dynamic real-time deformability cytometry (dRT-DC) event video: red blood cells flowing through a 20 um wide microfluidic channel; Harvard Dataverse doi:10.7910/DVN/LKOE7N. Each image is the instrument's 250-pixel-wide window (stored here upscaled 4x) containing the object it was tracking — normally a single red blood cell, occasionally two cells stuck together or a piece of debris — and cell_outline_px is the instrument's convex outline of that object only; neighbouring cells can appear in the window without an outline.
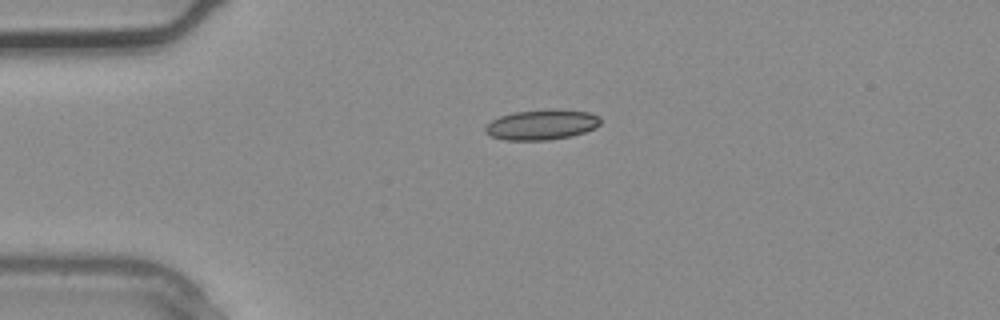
{"species": "common noctule bat (a hibernating species)", "species_latin": "Nyctalus noctula", "temperature_condition": "warm", "stored_images_in_passage": 3, "camera_frame_rate_fps": 3000, "um_per_image_px": 0.085, "animal": {"sex": "male", "body_mass_g": 20.4}, "frame": {"image": 1, "passage_image": 3, "time_ms": 0.667, "image_size_px": [1000, 320], "cell_outline_px": [[600, 124], [596, 128], [572, 136], [548, 140], [504, 140], [492, 136], [484, 132], [484, 128], [492, 120], [500, 116], [516, 112], [588, 112], [600, 116]], "centroid_in_image_um": [46.02, 10.66], "position_along_channel_um": 39.0, "area_um2": 19.36}}